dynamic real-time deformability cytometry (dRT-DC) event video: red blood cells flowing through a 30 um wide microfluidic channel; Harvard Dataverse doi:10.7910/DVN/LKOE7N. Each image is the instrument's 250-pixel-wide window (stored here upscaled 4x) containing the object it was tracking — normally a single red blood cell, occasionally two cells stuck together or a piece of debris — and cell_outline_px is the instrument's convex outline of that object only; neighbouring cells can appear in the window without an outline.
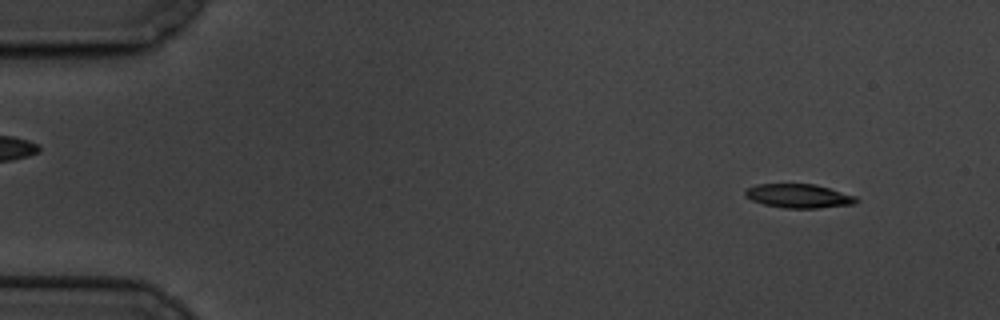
{"species": "common noctule bat (a hibernating species)", "species_latin": "Nyctalus noctula", "temperature_condition": "cold", "stored_images_in_passage": 56, "camera_frame_rate_fps": 3000, "um_per_image_px": 0.085, "animal": {"sex": "male", "body_mass_g": 19.5, "forearm_length_mm": 54.6}, "frame": {"image": 1, "passage_image": 1, "time_ms": 0.0, "image_size_px": [1000, 320], "cell_outline_px": [[860, 200], [852, 204], [816, 208], [784, 208], [764, 204], [752, 200], [744, 196], [744, 192], [748, 188], [756, 184], [816, 184], [856, 196]], "centroid_in_image_um": [67.88, 16.65], "position_along_channel_um": 17.1, "area_um2": 15.43}}
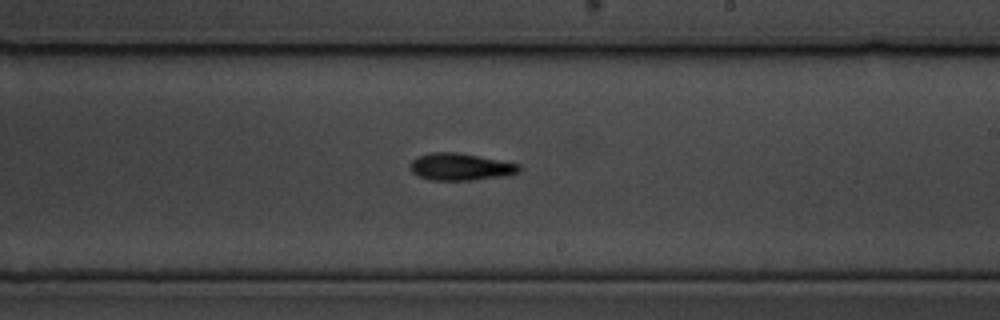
{"frame": {"image": 2, "passage_image": 31, "time_ms": 10.0, "image_size_px": [1000, 320], "cell_outline_px": [[520, 172], [504, 176], [472, 180], [432, 180], [420, 176], [412, 172], [408, 168], [408, 164], [412, 160], [420, 156], [432, 152], [456, 152], [520, 164]], "centroid_in_image_um": [39.12, 14.18], "position_along_channel_um": 249.9, "area_um2": 17.11}}
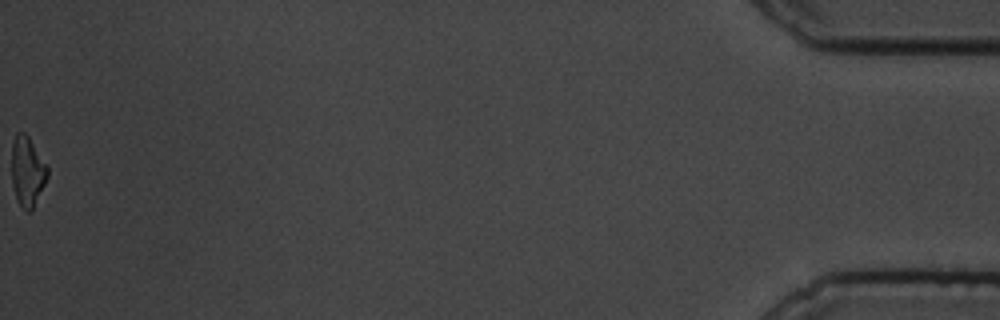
{"frame": {"image": 3, "passage_image": 56, "time_ms": 18.333, "image_size_px": [1000, 320], "cell_outline_px": [[48, 176], [32, 208], [28, 212], [24, 212], [16, 200], [12, 184], [12, 140], [16, 132], [24, 132], [28, 136], [48, 164]], "centroid_in_image_um": [2.32, 14.54], "position_along_channel_um": 432.9, "area_um2": 14.74}, "authors_computed_cell_mechanics": {"area_um2": 16.2418, "velocity_mm_per_s": 3.3499, "shape_relaxation_time_tau1_ms": 3.2051, "shape_relaxation_time_tau2_ms": 9.6284, "deformation_change_tau1": 0.1578, "deformation_change_tau2": 0.1606}}